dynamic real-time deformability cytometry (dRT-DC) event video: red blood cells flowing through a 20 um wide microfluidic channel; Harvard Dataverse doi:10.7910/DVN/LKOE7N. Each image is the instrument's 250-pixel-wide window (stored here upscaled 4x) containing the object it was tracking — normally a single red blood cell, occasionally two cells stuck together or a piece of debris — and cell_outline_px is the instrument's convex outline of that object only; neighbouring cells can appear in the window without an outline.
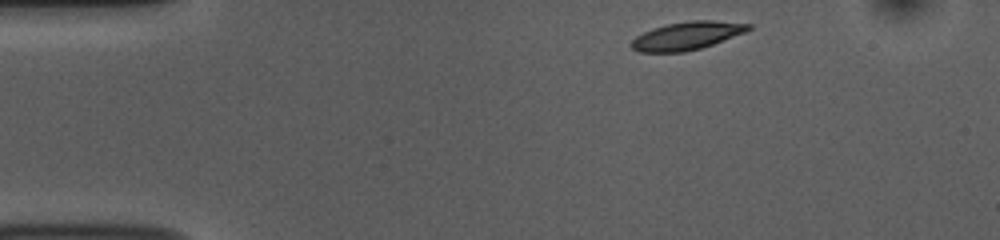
{"species": "common noctule bat (a hibernating species)", "species_latin": "Nyctalus noctula", "temperature_condition": "room temperature", "stored_images_in_passage": 46, "camera_frame_rate_fps": 3000, "um_per_image_px": 0.085, "animal": {"sex": "female", "body_mass_g": 10.0, "forearm_length_mm": 53.1}, "frame": {"image": 1, "passage_image": 1, "time_ms": 0.0, "image_size_px": [1000, 240], "cell_outline_px": [[752, 28], [744, 32], [712, 44], [700, 48], [684, 52], [640, 52], [632, 48], [628, 44], [636, 36], [652, 28], [668, 24], [688, 20], [712, 20], [752, 24]], "centroid_in_image_um": [58.35, 3.03], "position_along_channel_um": 26.6, "area_um2": 19.02}}
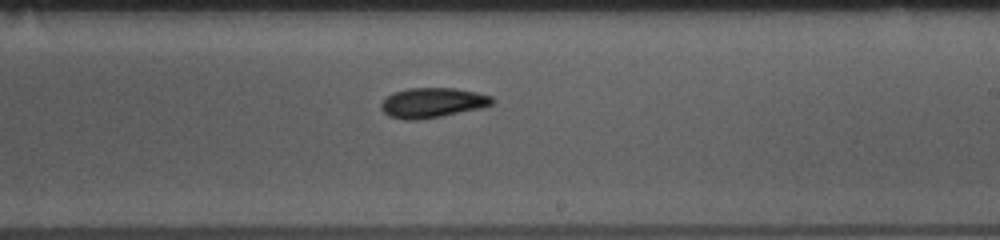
{"frame": {"image": 2, "passage_image": 24, "time_ms": 7.667, "image_size_px": [1000, 240], "cell_outline_px": [[496, 100], [492, 104], [480, 108], [440, 116], [416, 120], [404, 120], [388, 116], [380, 108], [380, 104], [388, 96], [396, 92], [408, 88], [456, 88], [476, 92], [492, 96]], "centroid_in_image_um": [36.76, 8.73], "position_along_channel_um": 252.2, "area_um2": 19.25}}
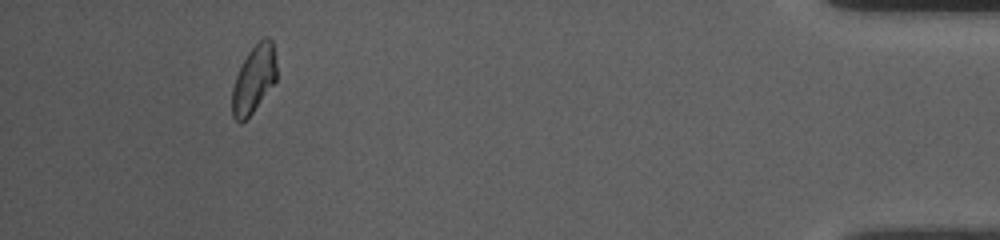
{"frame": {"image": 3, "passage_image": 42, "time_ms": 13.667, "image_size_px": [1000, 240], "cell_outline_px": [[276, 80], [252, 112], [240, 124], [232, 116], [232, 88], [236, 76], [248, 52], [264, 36], [268, 36], [272, 40], [276, 64]], "centroid_in_image_um": [21.57, 6.72], "position_along_channel_um": 413.6, "area_um2": 17.17}, "authors_computed_cell_mechanics": {"area_um2": 18.6405, "velocity_mm_per_s": 3.7347, "shape_relaxation_time_tau1_ms": 8.6299, "shape_relaxation_time_tau2_ms": 4.1706, "deformation_change_tau1": 0.1951, "deformation_change_tau2": 0.0877}}